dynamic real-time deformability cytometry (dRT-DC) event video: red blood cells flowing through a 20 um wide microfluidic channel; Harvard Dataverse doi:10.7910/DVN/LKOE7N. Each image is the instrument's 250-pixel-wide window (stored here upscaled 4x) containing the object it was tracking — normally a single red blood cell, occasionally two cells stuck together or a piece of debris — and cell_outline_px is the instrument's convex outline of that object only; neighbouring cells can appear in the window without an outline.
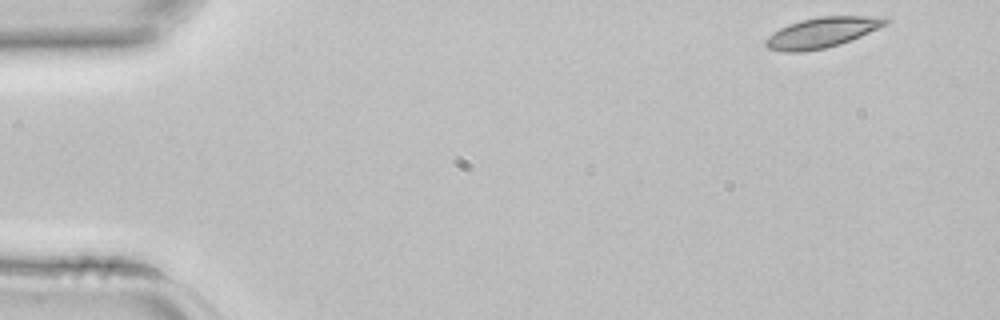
{"species": "common noctule bat (a hibernating species)", "species_latin": "Nyctalus noctula", "temperature_condition": "room temperature", "stored_images_in_passage": 5, "camera_frame_rate_fps": 3000, "um_per_image_px": 0.085, "animal": {"sex": "female", "body_mass_g": 22.7, "forearm_length_mm": 54.2}, "frame": {"image": 1, "passage_image": 1, "time_ms": 0.0, "image_size_px": [1000, 320], "cell_outline_px": [[892, 20], [888, 24], [880, 28], [840, 44], [824, 48], [804, 52], [784, 52], [768, 48], [764, 44], [764, 40], [772, 32], [788, 24], [800, 20], [820, 16], [888, 16]], "centroid_in_image_um": [69.9, 2.75], "position_along_channel_um": 15.1, "area_um2": 21.5}}
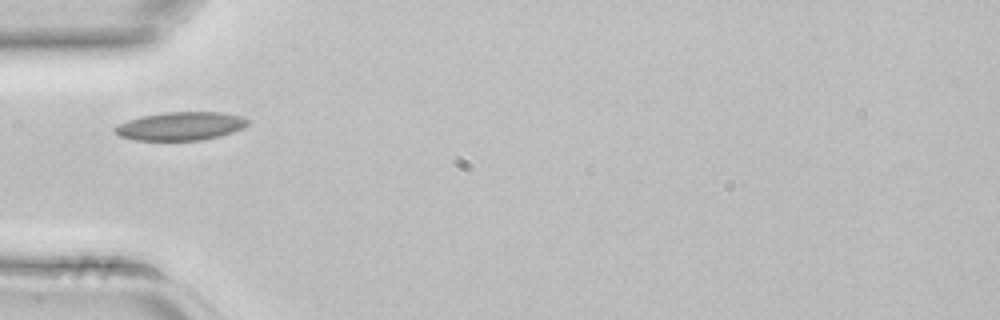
{"frame": {"image": 2, "passage_image": 4, "time_ms": 1.0, "image_size_px": [1000, 320], "cell_outline_px": [[252, 120], [244, 128], [220, 136], [200, 140], [136, 140], [120, 136], [112, 128], [128, 120], [144, 116], [164, 112], [220, 112], [240, 116]], "centroid_in_image_um": [15.4, 10.72], "position_along_channel_um": 69.6, "area_um2": 21.85}}